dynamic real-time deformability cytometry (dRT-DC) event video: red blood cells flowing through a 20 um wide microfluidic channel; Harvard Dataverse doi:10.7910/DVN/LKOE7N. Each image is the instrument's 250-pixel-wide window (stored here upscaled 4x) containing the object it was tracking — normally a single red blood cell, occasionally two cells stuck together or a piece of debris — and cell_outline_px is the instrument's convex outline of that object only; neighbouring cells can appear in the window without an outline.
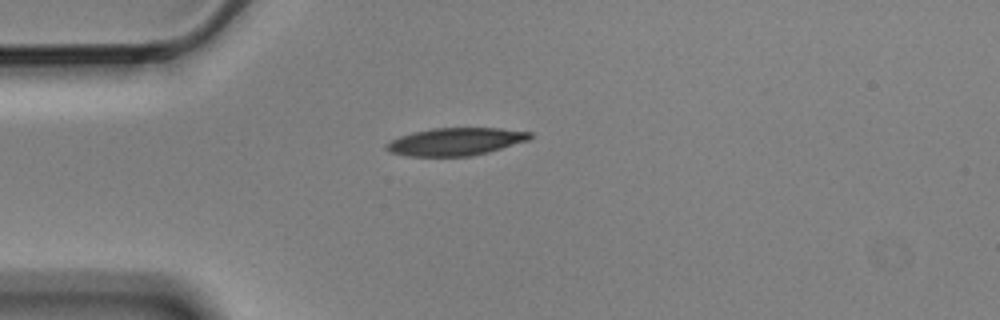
{"species": "Egyptian fruit bat (a non-hibernating species)", "species_latin": "Rousettus aegyptiacus", "temperature_condition": "cold", "stored_images_in_passage": 7, "camera_frame_rate_fps": 3000, "um_per_image_px": 0.085, "animal": {"sex": "male"}, "frame": {"image": 1, "passage_image": 1, "time_ms": 0.0, "image_size_px": [1000, 320], "cell_outline_px": [[532, 136], [528, 140], [488, 152], [472, 156], [408, 156], [388, 152], [384, 148], [384, 144], [400, 136], [412, 132], [432, 128], [500, 128], [532, 132]], "centroid_in_image_um": [38.69, 12.04], "position_along_channel_um": 46.3, "area_um2": 23.18}}
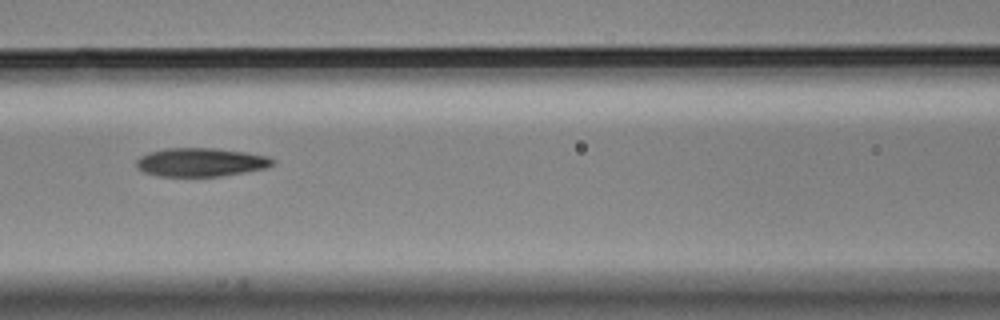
{"frame": {"image": 2, "passage_image": 4, "time_ms": 1.0, "image_size_px": [1000, 320], "cell_outline_px": [[276, 160], [272, 164], [264, 168], [244, 172], [220, 176], [156, 176], [144, 172], [136, 168], [136, 160], [140, 156], [148, 152], [168, 148], [212, 148], [244, 152], [264, 156]], "centroid_in_image_um": [16.99, 13.79], "position_along_channel_um": 149.6, "area_um2": 22.48}}
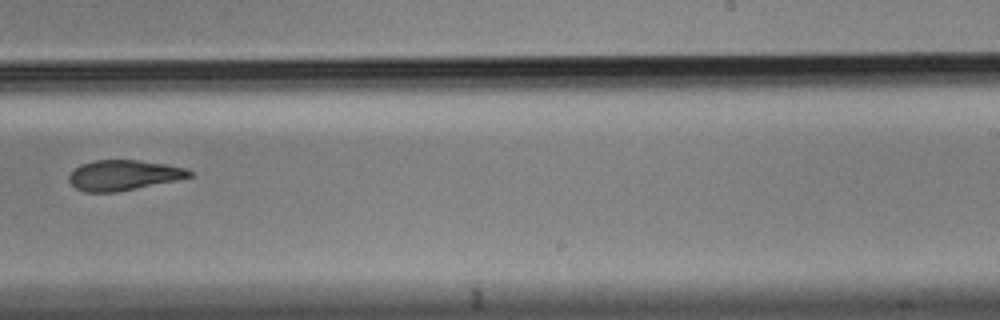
{"frame": {"image": 3, "passage_image": 7, "time_ms": 2.0, "image_size_px": [1000, 320], "cell_outline_px": [[192, 176], [176, 180], [116, 192], [84, 192], [76, 188], [68, 180], [68, 176], [80, 164], [92, 160], [140, 160], [164, 164], [184, 168], [192, 172]], "centroid_in_image_um": [10.46, 14.88], "position_along_channel_um": 278.5, "area_um2": 21.04}}